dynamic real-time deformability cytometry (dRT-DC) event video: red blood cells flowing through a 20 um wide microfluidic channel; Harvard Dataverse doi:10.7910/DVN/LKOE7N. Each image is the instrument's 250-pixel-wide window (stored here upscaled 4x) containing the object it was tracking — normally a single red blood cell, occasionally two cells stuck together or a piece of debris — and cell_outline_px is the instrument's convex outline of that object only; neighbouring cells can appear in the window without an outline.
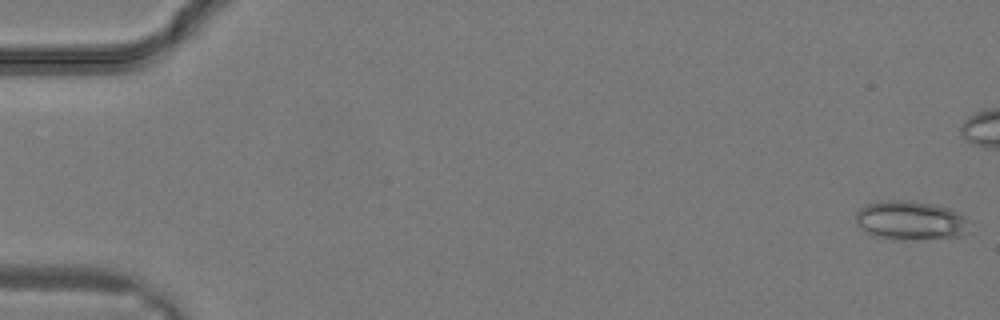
{"species": "common noctule bat (a hibernating species)", "species_latin": "Nyctalus noctula", "temperature_condition": "warm", "stored_images_in_passage": 26, "camera_frame_rate_fps": 3000, "um_per_image_px": 0.085, "animal": {"sex": "male", "body_mass_g": 19.2, "forearm_length_mm": 51.8}, "frame": {"image": 1, "passage_image": 1, "time_ms": 0.0, "image_size_px": [1000, 320], "cell_outline_px": [[968, 232], [960, 236], [872, 236], [856, 224], [856, 212], [860, 208], [868, 204], [888, 200], [908, 200], [932, 204], [948, 208], [964, 216], [968, 220]], "centroid_in_image_um": [77.37, 18.67], "position_along_channel_um": 7.6, "area_um2": 24.45}}
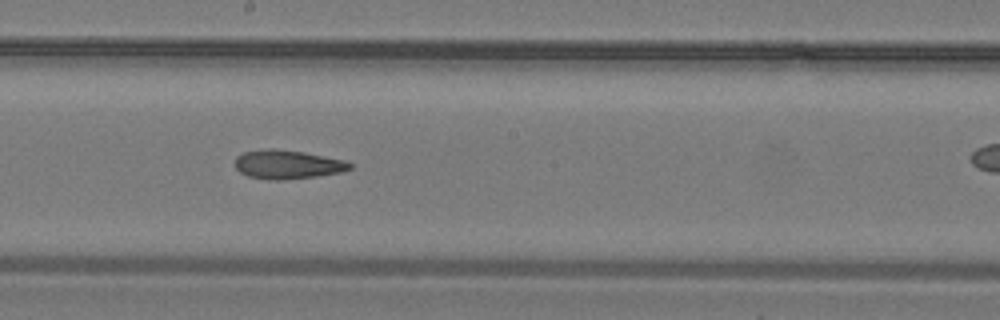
{"frame": {"image": 2, "passage_image": 18, "time_ms": 5.667, "image_size_px": [1000, 320], "cell_outline_px": [[352, 168], [340, 172], [316, 176], [284, 180], [272, 180], [248, 176], [240, 172], [236, 168], [236, 156], [244, 152], [268, 148], [272, 148], [304, 152], [344, 160], [352, 164]], "centroid_in_image_um": [24.42, 13.98], "position_along_channel_um": 223.8, "area_um2": 19.19}}
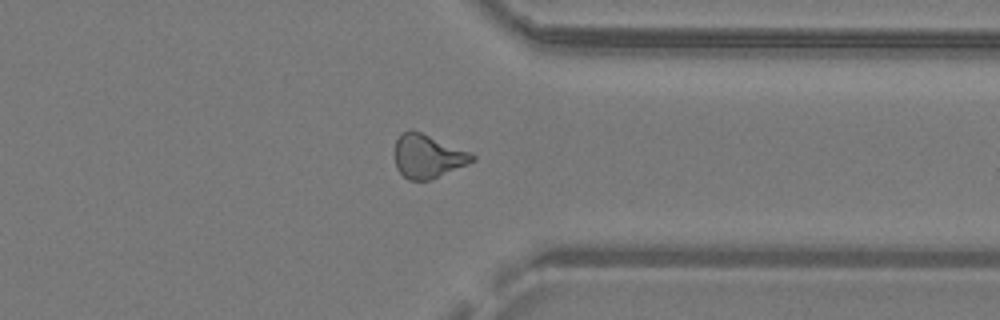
{"frame": {"image": 3, "passage_image": 25, "time_ms": 8.0, "image_size_px": [1000, 320], "cell_outline_px": [[476, 160], [468, 164], [432, 180], [408, 180], [396, 168], [396, 140], [400, 132], [408, 128], [412, 128], [472, 152], [476, 156]], "centroid_in_image_um": [36.39, 13.26], "position_along_channel_um": 375.0, "area_um2": 20.11}}